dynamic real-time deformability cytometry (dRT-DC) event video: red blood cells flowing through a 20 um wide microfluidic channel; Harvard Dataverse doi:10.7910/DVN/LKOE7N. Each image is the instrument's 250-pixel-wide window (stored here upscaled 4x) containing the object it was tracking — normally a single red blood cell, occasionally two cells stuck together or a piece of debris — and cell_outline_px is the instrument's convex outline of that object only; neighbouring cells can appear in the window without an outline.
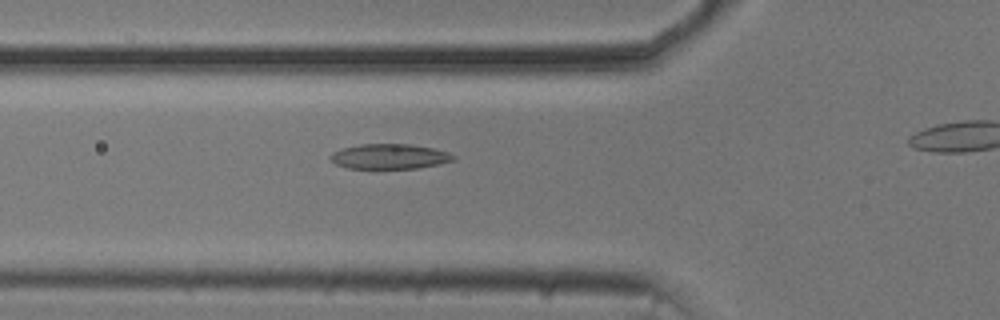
{"species": "common noctule bat (a hibernating species)", "species_latin": "Nyctalus noctula", "temperature_condition": "cold", "stored_images_in_passage": 30, "camera_frame_rate_fps": 3000, "um_per_image_px": 0.085, "animal": {"sex": "male", "body_mass_g": 20.5, "forearm_length_mm": 52.5}, "frame": {"image": 1, "passage_image": 5, "time_ms": 1.333, "image_size_px": [1000, 320], "cell_outline_px": [[456, 160], [440, 164], [420, 168], [348, 168], [336, 164], [328, 156], [332, 152], [340, 148], [360, 144], [412, 144], [432, 148], [448, 152], [456, 156]], "centroid_in_image_um": [33.12, 13.29], "position_along_channel_um": 92.7, "area_um2": 18.09}}
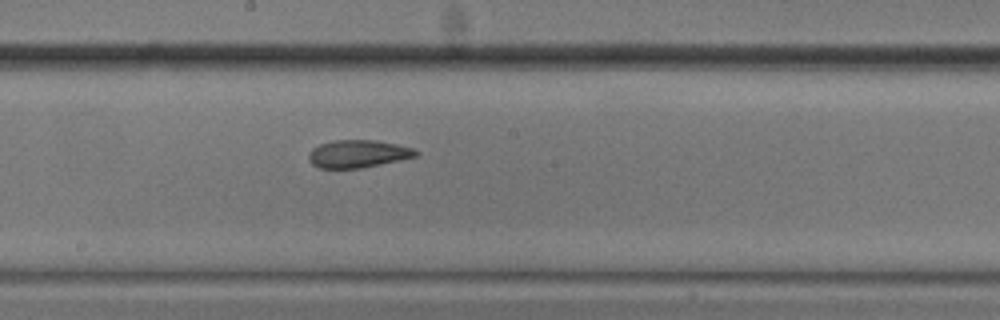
{"frame": {"image": 2, "passage_image": 15, "time_ms": 4.667, "image_size_px": [1000, 320], "cell_outline_px": [[420, 152], [416, 156], [400, 160], [360, 168], [320, 168], [312, 164], [308, 160], [308, 152], [312, 148], [320, 144], [332, 140], [376, 140], [396, 144], [412, 148]], "centroid_in_image_um": [30.39, 13.07], "position_along_channel_um": 217.8, "area_um2": 17.28}}
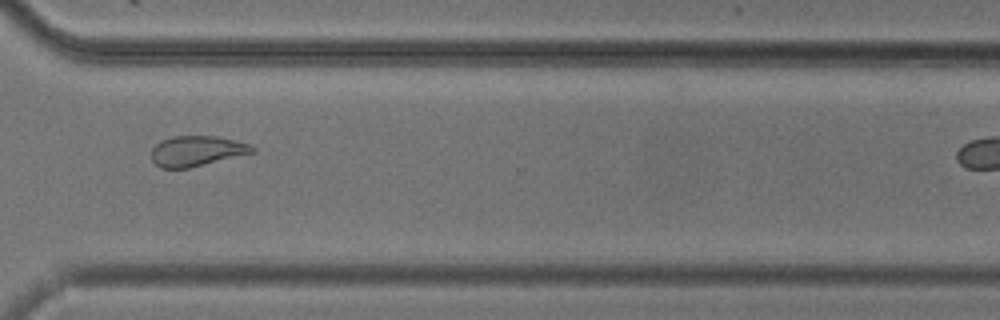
{"frame": {"image": 3, "passage_image": 26, "time_ms": 8.333, "image_size_px": [1000, 320], "cell_outline_px": [[256, 152], [188, 168], [160, 168], [152, 160], [152, 148], [160, 140], [172, 136], [216, 136], [248, 144], [256, 148]], "centroid_in_image_um": [16.7, 12.83], "position_along_channel_um": 353.9, "area_um2": 17.74}}